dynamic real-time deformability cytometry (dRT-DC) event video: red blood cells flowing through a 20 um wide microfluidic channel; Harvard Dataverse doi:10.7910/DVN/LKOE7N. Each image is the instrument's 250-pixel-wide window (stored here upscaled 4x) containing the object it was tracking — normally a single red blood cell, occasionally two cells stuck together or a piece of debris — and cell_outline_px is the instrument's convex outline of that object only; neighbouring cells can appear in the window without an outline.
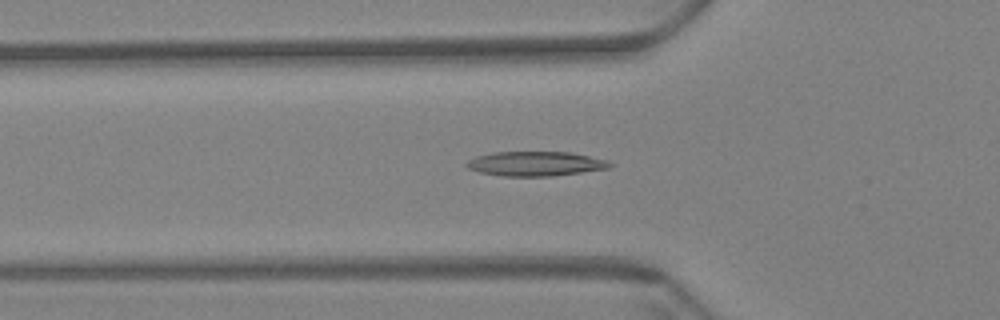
{"species": "Egyptian fruit bat (a non-hibernating species)", "species_latin": "Rousettus aegyptiacus", "temperature_condition": "warm", "stored_images_in_passage": 52, "camera_frame_rate_fps": 3000, "um_per_image_px": 0.085, "animal": {"sex": "female"}, "frame": {"image": 1, "passage_image": 21, "time_ms": 6.667, "image_size_px": [1000, 320], "cell_outline_px": [[616, 164], [608, 168], [552, 176], [504, 176], [480, 172], [468, 168], [464, 164], [468, 160], [476, 156], [492, 152], [572, 152], [608, 160]], "centroid_in_image_um": [45.53, 13.91], "position_along_channel_um": 80.3, "area_um2": 20.52}}
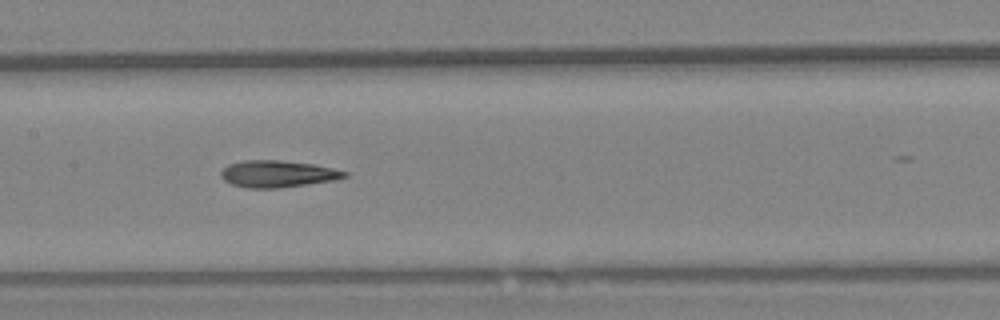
{"frame": {"image": 2, "passage_image": 30, "time_ms": 9.667, "image_size_px": [1000, 320], "cell_outline_px": [[348, 176], [336, 180], [280, 188], [248, 188], [232, 184], [224, 180], [220, 176], [220, 172], [228, 164], [244, 160], [280, 160], [312, 164], [332, 168], [348, 172]], "centroid_in_image_um": [23.6, 14.78], "position_along_channel_um": 183.8, "area_um2": 19.36}}
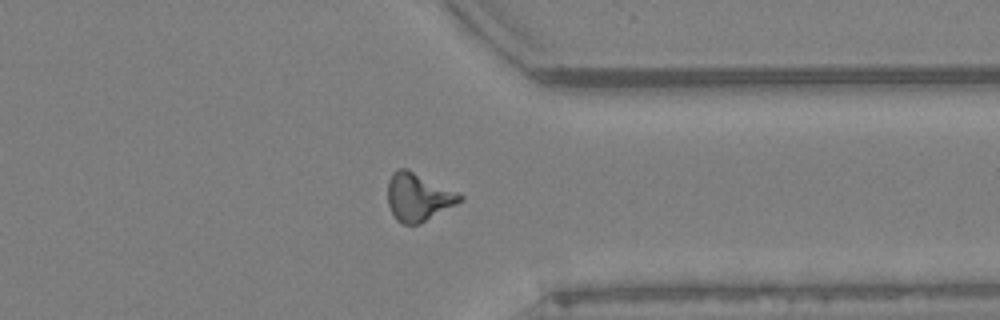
{"frame": {"image": 3, "passage_image": 47, "time_ms": 15.333, "image_size_px": [1000, 320], "cell_outline_px": [[464, 200], [420, 224], [404, 224], [396, 220], [388, 204], [388, 180], [392, 172], [396, 168], [404, 168], [456, 192], [464, 196]], "centroid_in_image_um": [35.53, 16.77], "position_along_channel_um": 375.9, "area_um2": 19.83}, "authors_computed_cell_mechanics": {"area_um2": 19.2474, "velocity_mm_per_s": 3.4458, "shape_relaxation_time_tau1_ms": null, "shape_relaxation_time_tau2_ms": 5.5243, "deformation_change_tau1": null, "deformation_change_tau2": 0.1614}}